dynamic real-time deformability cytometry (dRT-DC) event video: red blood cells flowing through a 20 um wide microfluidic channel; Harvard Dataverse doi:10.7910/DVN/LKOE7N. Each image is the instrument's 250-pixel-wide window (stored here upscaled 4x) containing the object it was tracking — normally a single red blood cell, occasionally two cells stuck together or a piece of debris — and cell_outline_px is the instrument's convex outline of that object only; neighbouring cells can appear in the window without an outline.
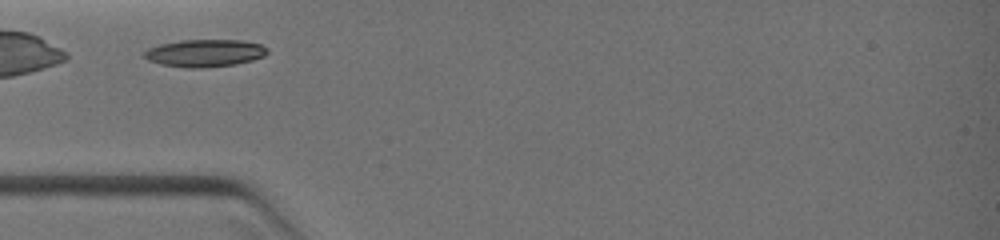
{"species": "common noctule bat (a hibernating species)", "species_latin": "Nyctalus noctula", "temperature_condition": "warm", "stored_images_in_passage": 5, "camera_frame_rate_fps": 3000, "um_per_image_px": 0.085, "animal": {"sex": "female", "body_mass_g": 19.0, "forearm_length_mm": 51.5}, "frame": {"image": 1, "passage_image": 1, "time_ms": 0.0, "image_size_px": [1000, 240], "cell_outline_px": [[268, 52], [264, 56], [252, 60], [236, 64], [200, 68], [188, 68], [160, 64], [148, 60], [144, 56], [144, 52], [148, 48], [160, 44], [180, 40], [244, 40], [260, 44], [268, 48]], "centroid_in_image_um": [17.42, 4.51], "position_along_channel_um": 67.6, "area_um2": 19.71}}